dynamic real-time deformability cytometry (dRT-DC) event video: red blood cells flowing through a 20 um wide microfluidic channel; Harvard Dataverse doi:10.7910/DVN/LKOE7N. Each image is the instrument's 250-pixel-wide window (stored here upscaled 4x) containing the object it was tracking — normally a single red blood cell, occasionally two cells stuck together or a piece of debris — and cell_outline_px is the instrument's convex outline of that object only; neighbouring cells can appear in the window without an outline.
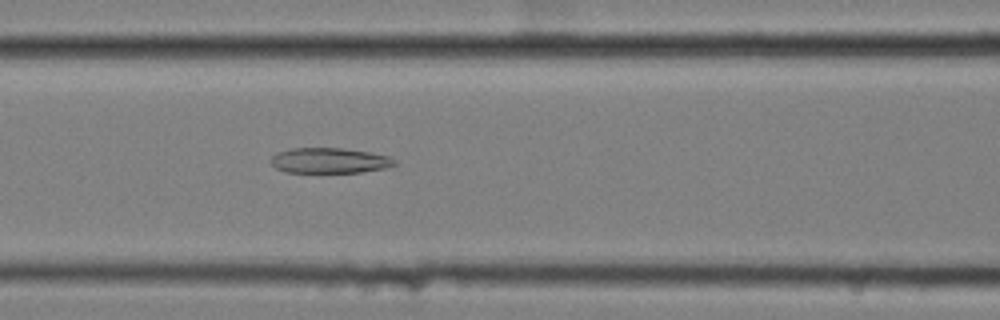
{"species": "common noctule bat (a hibernating species)", "species_latin": "Nyctalus noctula", "temperature_condition": "cold", "stored_images_in_passage": 57, "camera_frame_rate_fps": 3000, "um_per_image_px": 0.085, "animal": {"sex": "female", "body_mass_g": 25.1}, "frame": {"image": 1, "passage_image": 23, "time_ms": 7.333, "image_size_px": [1000, 320], "cell_outline_px": [[392, 164], [380, 168], [356, 172], [288, 172], [280, 168], [272, 160], [276, 156], [284, 152], [300, 148], [332, 148], [364, 152], [384, 156]], "centroid_in_image_um": [27.95, 13.66], "position_along_channel_um": 138.6, "area_um2": 16.47}}
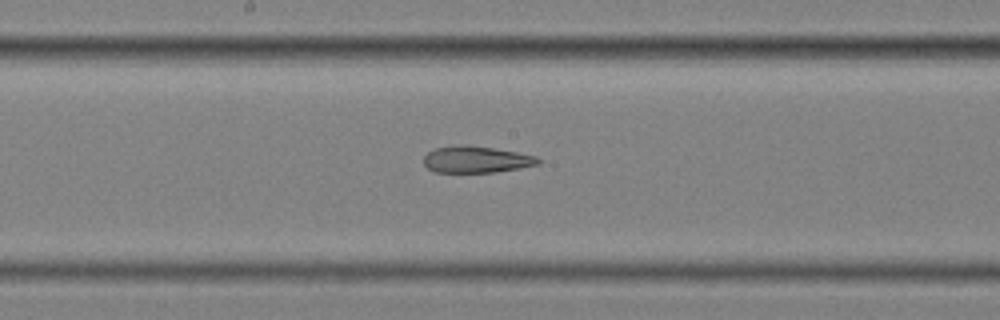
{"frame": {"image": 2, "passage_image": 29, "time_ms": 9.333, "image_size_px": [1000, 320], "cell_outline_px": [[540, 160], [532, 164], [512, 168], [488, 172], [436, 172], [428, 168], [424, 164], [424, 156], [428, 152], [440, 148], [488, 148], [512, 152], [532, 156]], "centroid_in_image_um": [40.35, 13.6], "position_along_channel_um": 207.8, "area_um2": 15.9}}
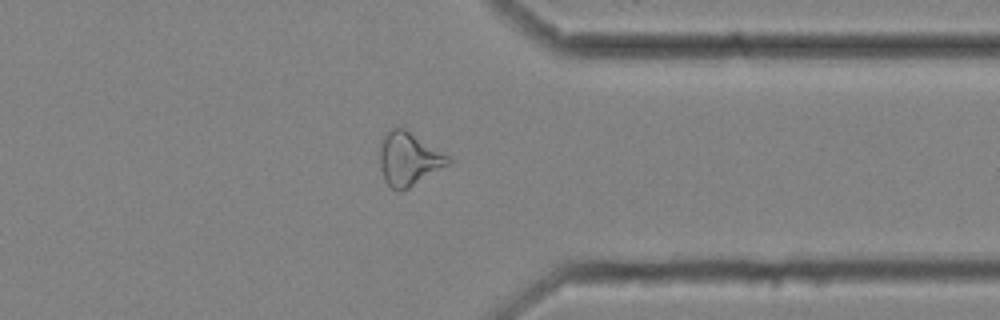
{"frame": {"image": 3, "passage_image": 44, "time_ms": 14.333, "image_size_px": [1000, 320], "cell_outline_px": [[444, 156], [440, 164], [404, 188], [392, 188], [388, 184], [384, 176], [384, 140], [392, 132], [408, 132]], "centroid_in_image_um": [34.64, 13.54], "position_along_channel_um": 376.8, "area_um2": 16.7}, "authors_computed_cell_mechanics": {"area_um2": 16.473, "velocity_mm_per_s": 3.4711, "shape_relaxation_time_tau1_ms": null, "shape_relaxation_time_tau2_ms": 6.1404, "deformation_change_tau1": null, "deformation_change_tau2": 0.1386}}